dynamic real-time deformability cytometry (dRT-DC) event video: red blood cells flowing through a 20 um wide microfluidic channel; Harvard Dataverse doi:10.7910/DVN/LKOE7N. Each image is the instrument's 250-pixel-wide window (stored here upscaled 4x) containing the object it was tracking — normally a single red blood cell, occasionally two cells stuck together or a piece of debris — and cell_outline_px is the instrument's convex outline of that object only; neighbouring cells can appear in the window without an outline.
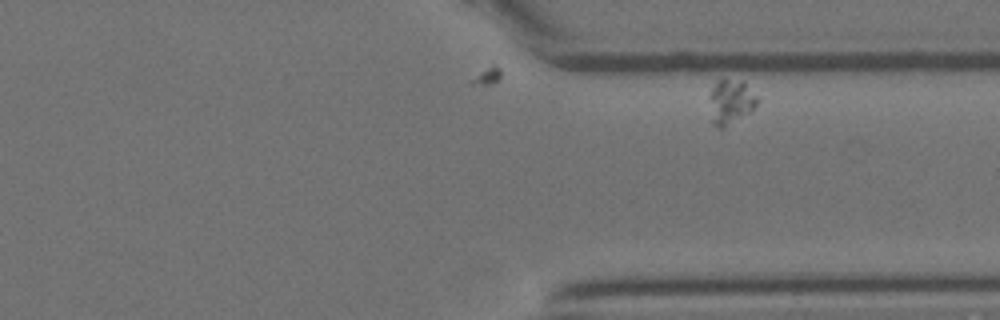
{"species": "Egyptian fruit bat (a non-hibernating species)", "species_latin": "Rousettus aegyptiacus", "temperature_condition": "room temperature", "stored_images_in_passage": 28, "segment_of_instrument_passage": [2, 2], "camera_frame_rate_fps": 3000, "um_per_image_px": 0.085, "animal": {"sex": "female"}, "frame": {"image": 1, "passage_image": 28, "time_ms": 9.0, "image_size_px": [1000, 320], "cell_outline_px": [[760, 100], [748, 112], [724, 128], [716, 128], [712, 124], [708, 96], [716, 80], [744, 80]], "centroid_in_image_um": [62.07, 8.64], "position_along_channel_um": 349.3, "area_um2": 12.54}}